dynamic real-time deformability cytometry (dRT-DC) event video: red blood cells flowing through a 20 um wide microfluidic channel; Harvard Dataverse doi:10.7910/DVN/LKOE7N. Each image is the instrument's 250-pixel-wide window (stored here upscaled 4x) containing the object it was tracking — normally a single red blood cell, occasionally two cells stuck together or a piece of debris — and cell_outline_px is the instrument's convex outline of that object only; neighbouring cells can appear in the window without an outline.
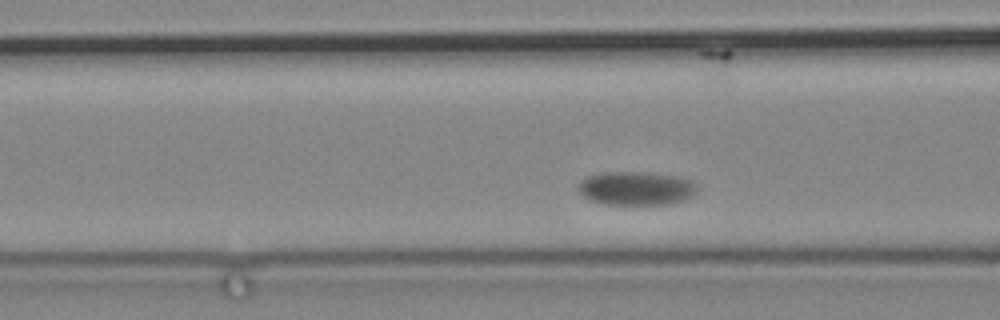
{"species": "common noctule bat (a hibernating species)", "species_latin": "Nyctalus noctula", "temperature_condition": "cold", "stored_images_in_passage": 63, "segment_of_instrument_passage": [1, 2], "camera_frame_rate_fps": 3000, "um_per_image_px": 0.085, "animal": {"sex": "male", "body_mass_g": 19.2, "forearm_length_mm": 51.8}, "frame": {"image": 1, "passage_image": 17, "time_ms": 5.333, "image_size_px": [1000, 320], "cell_outline_px": [[696, 192], [692, 196], [684, 200], [672, 204], [604, 204], [592, 200], [584, 196], [580, 192], [580, 180], [588, 176], [600, 172], [644, 172], [676, 176], [692, 180], [696, 184]], "centroid_in_image_um": [54.1, 16.0], "position_along_channel_um": 112.5, "area_um2": 23.24}}
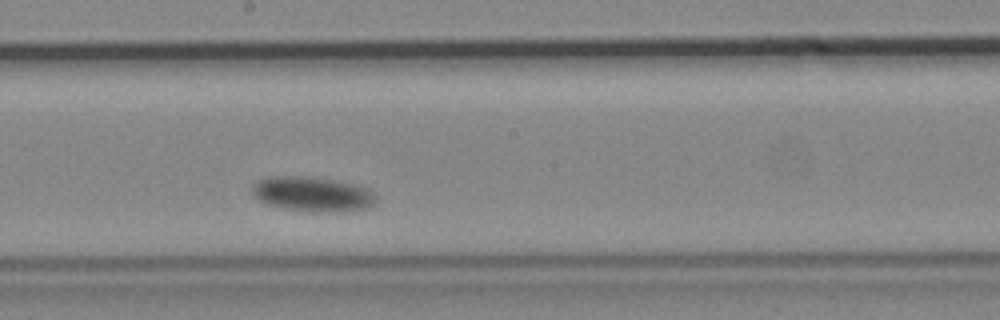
{"frame": {"image": 2, "passage_image": 29, "time_ms": 9.333, "image_size_px": [1000, 320], "cell_outline_px": [[376, 204], [368, 208], [328, 212], [312, 212], [284, 208], [264, 204], [252, 196], [252, 184], [260, 180], [272, 176], [300, 176], [332, 180], [352, 184], [364, 188], [372, 192], [376, 196]], "centroid_in_image_um": [26.51, 16.51], "position_along_channel_um": 221.7, "area_um2": 24.97}}
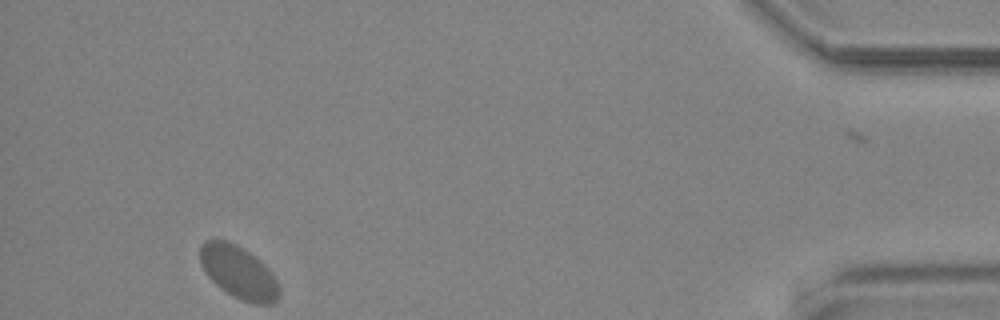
{"frame": {"image": 3, "passage_image": 57, "time_ms": 18.667, "image_size_px": [1000, 320], "cell_outline_px": [[280, 296], [272, 304], [252, 304], [220, 288], [204, 272], [200, 264], [200, 244], [204, 240], [228, 240], [236, 244], [248, 252], [272, 276], [280, 288]], "centroid_in_image_um": [20.22, 23.14], "position_along_channel_um": 415.0, "area_um2": 23.64}}